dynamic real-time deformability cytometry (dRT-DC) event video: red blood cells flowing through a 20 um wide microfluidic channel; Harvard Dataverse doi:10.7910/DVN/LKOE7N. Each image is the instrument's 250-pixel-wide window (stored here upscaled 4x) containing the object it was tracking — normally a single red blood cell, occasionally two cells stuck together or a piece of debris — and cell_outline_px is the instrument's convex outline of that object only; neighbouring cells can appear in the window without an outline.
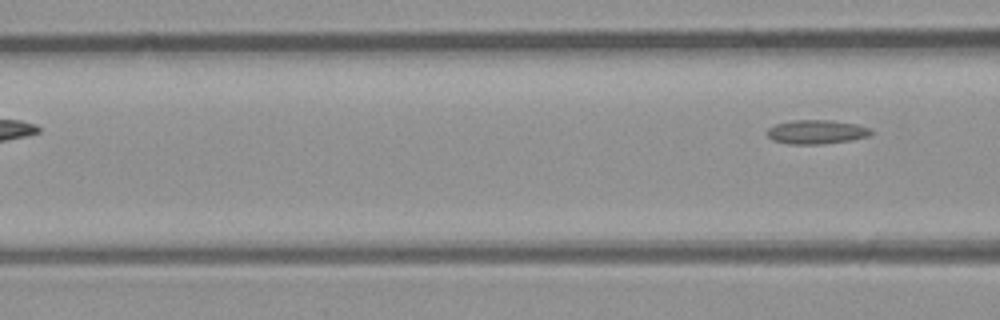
{"species": "common noctule bat (a hibernating species)", "species_latin": "Nyctalus noctula", "temperature_condition": "room temperature", "stored_images_in_passage": 5, "camera_frame_rate_fps": 3000, "um_per_image_px": 0.085, "animal": {"sex": "male", "body_mass_g": 23.1, "forearm_length_mm": 52.7}, "frame": {"image": 1, "passage_image": 5, "time_ms": 5.333, "image_size_px": [1000, 320], "cell_outline_px": [[872, 132], [868, 136], [852, 140], [820, 144], [788, 144], [772, 140], [768, 136], [768, 128], [776, 124], [792, 120], [832, 120], [856, 124], [872, 128]], "centroid_in_image_um": [69.41, 11.21], "position_along_channel_um": 97.2, "area_um2": 14.57}}